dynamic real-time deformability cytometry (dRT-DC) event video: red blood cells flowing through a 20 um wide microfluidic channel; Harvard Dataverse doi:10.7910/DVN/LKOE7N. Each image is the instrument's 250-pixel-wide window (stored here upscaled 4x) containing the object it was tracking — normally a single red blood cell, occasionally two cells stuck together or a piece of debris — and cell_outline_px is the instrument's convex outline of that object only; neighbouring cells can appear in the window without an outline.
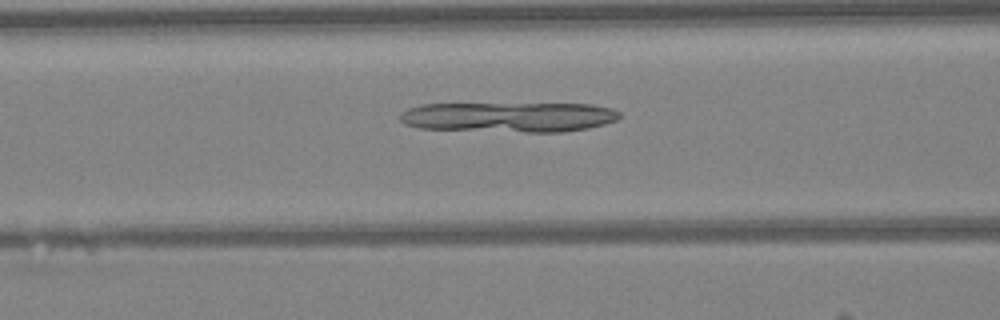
{"species": "Egyptian fruit bat (a non-hibernating species)", "species_latin": "Rousettus aegyptiacus", "temperature_condition": "warm", "stored_images_in_passage": 31, "camera_frame_rate_fps": 3000, "um_per_image_px": 0.085, "animal": {"sex": "female"}, "frame": {"image": 1, "passage_image": 11, "time_ms": 3.333, "image_size_px": [1000, 320], "cell_outline_px": [[620, 116], [616, 120], [604, 124], [588, 128], [564, 132], [528, 132], [416, 128], [404, 124], [400, 120], [400, 112], [408, 108], [420, 104], [592, 104], [612, 108], [620, 112]], "centroid_in_image_um": [43.24, 9.95], "position_along_channel_um": 123.4, "area_um2": 38.61}}
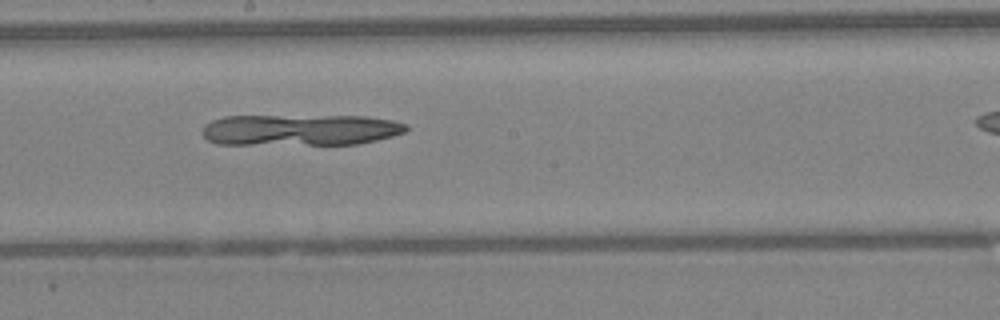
{"frame": {"image": 2, "passage_image": 18, "time_ms": 5.667, "image_size_px": [1000, 320], "cell_outline_px": [[408, 128], [404, 132], [392, 136], [376, 140], [356, 144], [216, 144], [208, 140], [200, 132], [204, 124], [212, 120], [224, 116], [368, 116], [392, 120], [408, 124]], "centroid_in_image_um": [25.49, 11.03], "position_along_channel_um": 222.7, "area_um2": 37.34}}
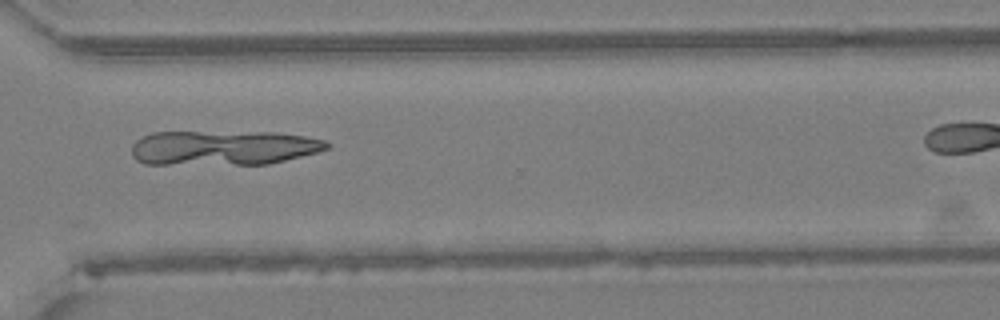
{"frame": {"image": 3, "passage_image": 27, "time_ms": 8.667, "image_size_px": [1000, 320], "cell_outline_px": [[332, 144], [328, 148], [316, 152], [268, 164], [144, 164], [136, 160], [132, 156], [132, 144], [136, 140], [152, 132], [276, 132], [304, 136], [324, 140]], "centroid_in_image_um": [18.95, 12.56], "position_along_channel_um": 351.6, "area_um2": 39.54}}